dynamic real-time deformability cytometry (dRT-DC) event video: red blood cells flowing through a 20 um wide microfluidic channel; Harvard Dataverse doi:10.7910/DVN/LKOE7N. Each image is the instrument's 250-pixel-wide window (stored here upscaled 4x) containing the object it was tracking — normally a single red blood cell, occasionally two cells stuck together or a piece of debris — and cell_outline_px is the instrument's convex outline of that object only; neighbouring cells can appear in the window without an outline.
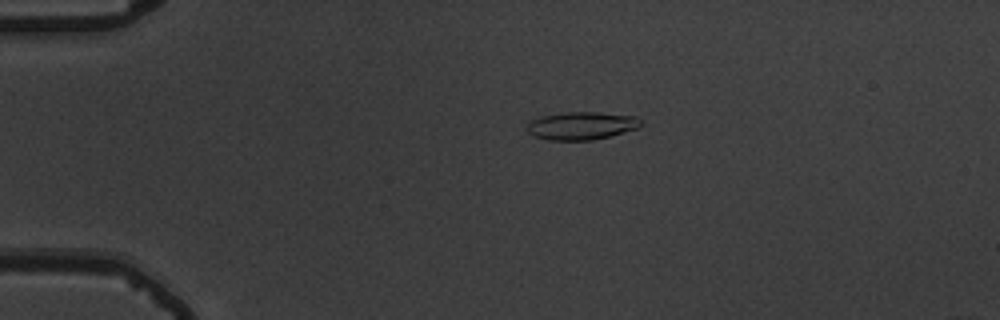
{"species": "common noctule bat (a hibernating species)", "species_latin": "Nyctalus noctula", "temperature_condition": "warm", "stored_images_in_passage": 56, "camera_frame_rate_fps": 3000, "um_per_image_px": 0.085, "animal": {"sex": "male", "body_mass_g": 19.5, "forearm_length_mm": 54.6}, "frame": {"image": 1, "passage_image": 13, "time_ms": 4.0, "image_size_px": [1000, 320], "cell_outline_px": [[644, 124], [640, 128], [592, 140], [548, 140], [532, 136], [528, 132], [528, 120], [540, 116], [568, 112], [596, 112], [636, 116]], "centroid_in_image_um": [49.42, 10.68], "position_along_channel_um": 35.6, "area_um2": 18.61}}
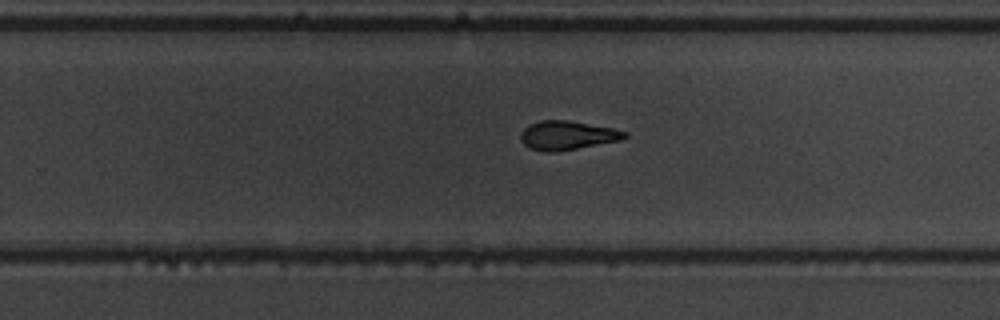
{"frame": {"image": 2, "passage_image": 37, "time_ms": 12.0, "image_size_px": [1000, 320], "cell_outline_px": [[628, 136], [620, 140], [556, 152], [544, 152], [528, 148], [520, 140], [520, 132], [528, 124], [540, 120], [568, 120], [612, 128], [628, 132]], "centroid_in_image_um": [48.17, 11.5], "position_along_channel_um": 281.6, "area_um2": 17.63}}
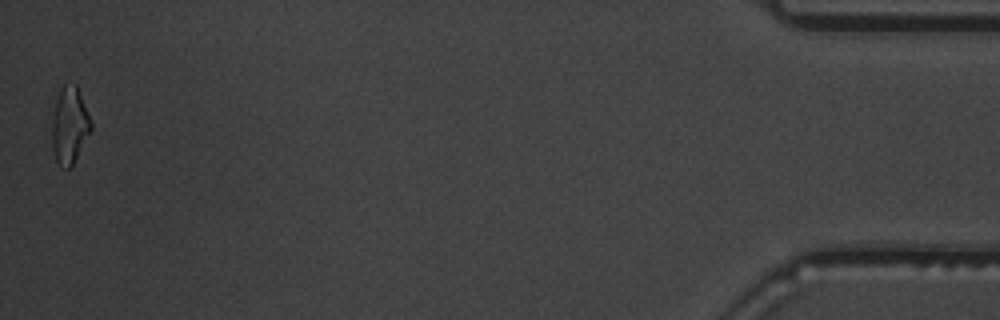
{"frame": {"image": 3, "passage_image": 56, "time_ms": 18.333, "image_size_px": [1000, 320], "cell_outline_px": [[92, 128], [72, 164], [68, 168], [56, 160], [52, 148], [52, 120], [56, 100], [60, 88], [64, 84], [76, 84], [92, 124]], "centroid_in_image_um": [5.9, 10.61], "position_along_channel_um": 429.3, "area_um2": 16.88}, "authors_computed_cell_mechanics": {"area_um2": 18.0047, "velocity_mm_per_s": 3.6906, "shape_relaxation_time_tau1_ms": 4.8573, "shape_relaxation_time_tau2_ms": 3.2313, "deformation_change_tau1": 0.1665, "deformation_change_tau2": 0.1031}}